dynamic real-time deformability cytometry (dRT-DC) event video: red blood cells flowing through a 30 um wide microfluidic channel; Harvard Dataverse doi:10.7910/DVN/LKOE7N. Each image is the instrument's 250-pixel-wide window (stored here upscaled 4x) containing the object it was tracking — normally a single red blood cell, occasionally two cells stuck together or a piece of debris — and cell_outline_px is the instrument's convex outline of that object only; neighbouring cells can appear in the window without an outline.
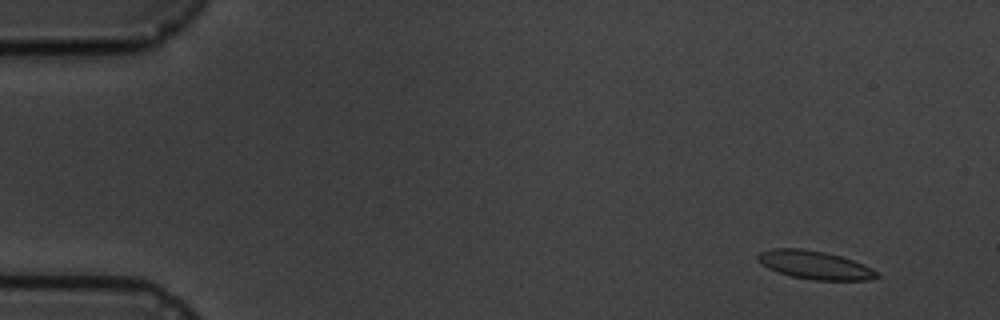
{"species": "common noctule bat (a hibernating species)", "species_latin": "Nyctalus noctula", "temperature_condition": "cold", "stored_images_in_passage": 4, "camera_frame_rate_fps": 3000, "um_per_image_px": 0.085, "animal": {"sex": "male", "body_mass_g": 19.5, "forearm_length_mm": 54.6}, "frame": {"image": 1, "passage_image": 1, "time_ms": 0.0, "image_size_px": [1000, 320], "cell_outline_px": [[880, 276], [868, 280], [812, 280], [792, 276], [776, 272], [760, 264], [756, 260], [756, 256], [760, 252], [772, 248], [804, 248], [824, 252], [840, 256], [864, 264], [880, 272]], "centroid_in_image_um": [69.24, 22.52], "position_along_channel_um": 15.8, "area_um2": 19.88}}